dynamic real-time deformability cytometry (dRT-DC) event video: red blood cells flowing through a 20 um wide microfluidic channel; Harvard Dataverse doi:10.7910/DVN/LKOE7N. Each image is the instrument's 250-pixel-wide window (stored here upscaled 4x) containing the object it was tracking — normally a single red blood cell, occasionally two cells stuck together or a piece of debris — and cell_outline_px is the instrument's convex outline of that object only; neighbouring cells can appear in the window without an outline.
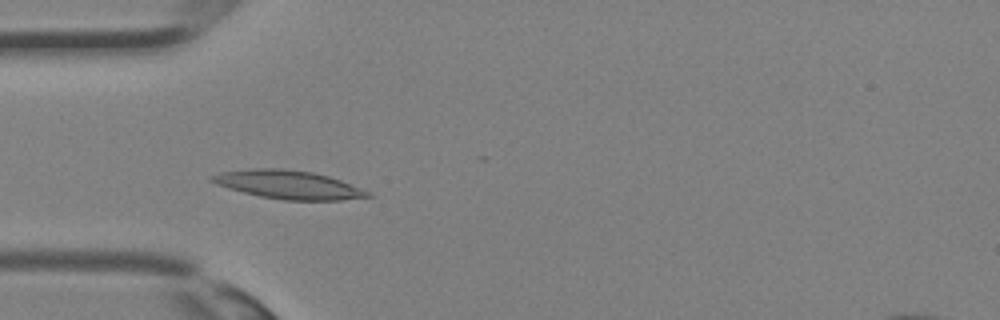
{"species": "Egyptian fruit bat (a non-hibernating species)", "species_latin": "Rousettus aegyptiacus", "temperature_condition": "room temperature", "stored_images_in_passage": 29, "camera_frame_rate_fps": 3000, "um_per_image_px": 0.085, "animal": {"sex": "female"}, "frame": {"image": 1, "passage_image": 5, "time_ms": 1.333, "image_size_px": [1000, 320], "cell_outline_px": [[376, 196], [340, 200], [284, 200], [260, 196], [228, 188], [216, 184], [208, 180], [208, 176], [220, 172], [252, 168], [284, 168], [312, 172], [328, 176], [340, 180], [372, 192]], "centroid_in_image_um": [24.51, 15.69], "position_along_channel_um": 60.5, "area_um2": 26.01}}
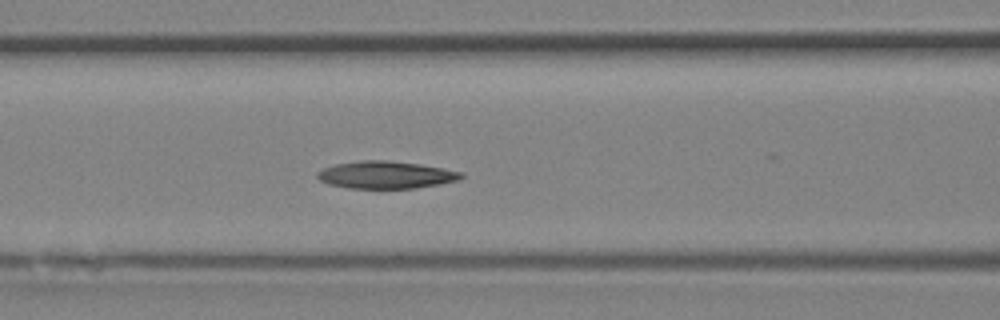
{"frame": {"image": 2, "passage_image": 9, "time_ms": 2.667, "image_size_px": [1000, 320], "cell_outline_px": [[464, 176], [460, 180], [440, 184], [416, 188], [348, 188], [328, 184], [320, 180], [316, 176], [316, 172], [324, 168], [336, 164], [360, 160], [388, 160], [420, 164], [464, 172]], "centroid_in_image_um": [32.81, 14.86], "position_along_channel_um": 133.8, "area_um2": 23.06}}
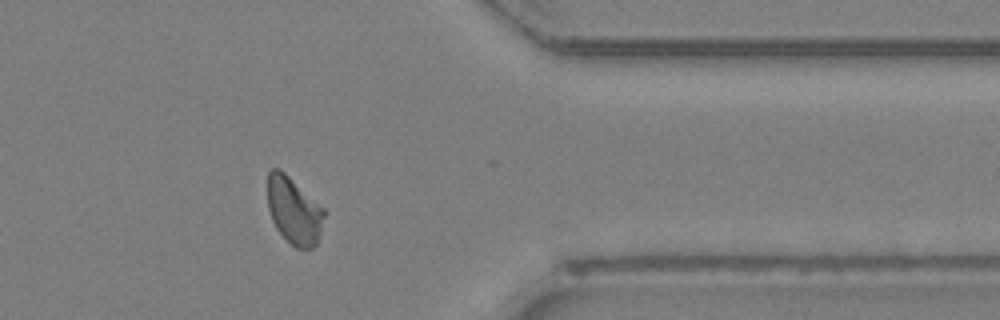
{"frame": {"image": 3, "passage_image": 23, "time_ms": 7.333, "image_size_px": [1000, 320], "cell_outline_px": [[324, 216], [320, 232], [316, 244], [312, 248], [296, 248], [276, 228], [272, 220], [268, 208], [268, 172], [272, 168], [280, 168], [324, 208]], "centroid_in_image_um": [24.97, 17.88], "position_along_channel_um": 386.4, "area_um2": 21.79}}